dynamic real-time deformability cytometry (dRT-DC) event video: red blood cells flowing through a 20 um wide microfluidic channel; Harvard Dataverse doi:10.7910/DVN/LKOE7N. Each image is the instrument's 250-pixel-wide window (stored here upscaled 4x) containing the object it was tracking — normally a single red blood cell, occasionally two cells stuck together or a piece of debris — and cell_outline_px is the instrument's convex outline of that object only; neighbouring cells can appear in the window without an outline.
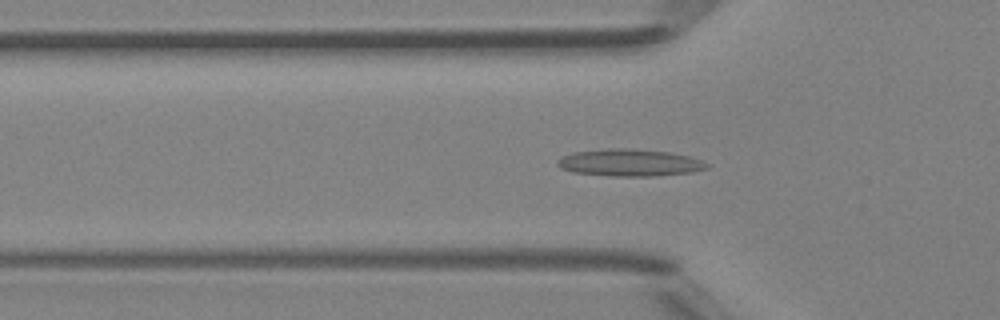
{"species": "Egyptian fruit bat (a non-hibernating species)", "species_latin": "Rousettus aegyptiacus", "temperature_condition": "room temperature", "stored_images_in_passage": 49, "camera_frame_rate_fps": 3000, "um_per_image_px": 0.085, "animal": {"sex": "female"}, "frame": {"image": 1, "passage_image": 16, "time_ms": 5.0, "image_size_px": [1000, 320], "cell_outline_px": [[712, 164], [708, 168], [692, 172], [656, 176], [608, 176], [572, 172], [560, 168], [556, 164], [556, 160], [572, 152], [608, 148], [628, 148], [668, 152], [688, 156]], "centroid_in_image_um": [53.5, 13.83], "position_along_channel_um": 72.3, "area_um2": 23.76}}
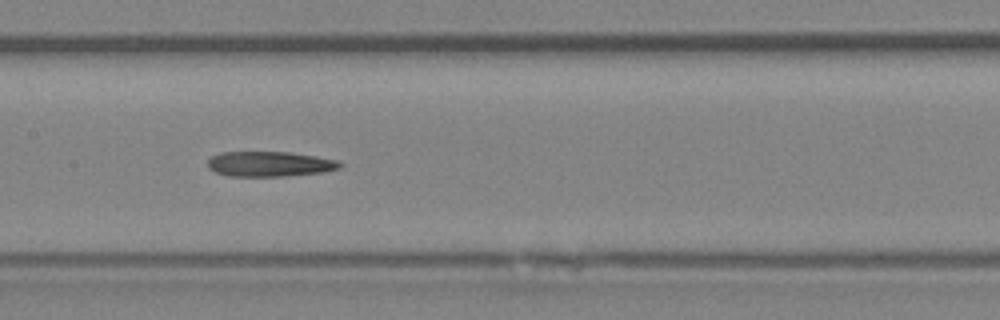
{"frame": {"image": 2, "passage_image": 24, "time_ms": 7.667, "image_size_px": [1000, 320], "cell_outline_px": [[344, 164], [340, 168], [324, 172], [288, 176], [228, 176], [216, 172], [208, 168], [208, 160], [212, 156], [220, 152], [288, 152], [316, 156], [340, 160]], "centroid_in_image_um": [22.97, 13.94], "position_along_channel_um": 184.4, "area_um2": 19.54}}
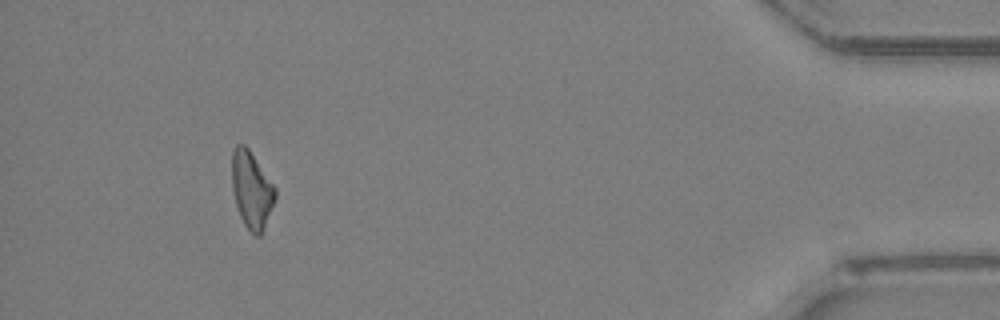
{"frame": {"image": 3, "passage_image": 45, "time_ms": 14.667, "image_size_px": [1000, 320], "cell_outline_px": [[276, 196], [264, 228], [260, 236], [256, 236], [244, 224], [240, 216], [236, 204], [232, 188], [232, 152], [236, 144], [244, 144], [248, 148], [276, 188]], "centroid_in_image_um": [21.38, 16.12], "position_along_channel_um": 413.8, "area_um2": 19.13}}